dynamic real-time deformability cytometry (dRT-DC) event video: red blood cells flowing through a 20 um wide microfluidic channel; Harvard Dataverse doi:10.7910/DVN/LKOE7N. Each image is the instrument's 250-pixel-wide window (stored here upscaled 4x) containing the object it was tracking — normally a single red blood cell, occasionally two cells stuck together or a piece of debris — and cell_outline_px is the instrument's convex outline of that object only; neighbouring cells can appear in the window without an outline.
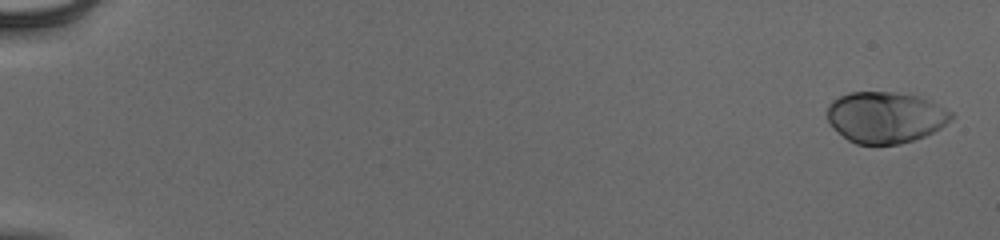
{"species": "human", "species_latin": "Homo sapiens", "temperature_condition": "cold", "stored_images_in_passage": 55, "camera_frame_rate_fps": 3000, "um_per_image_px": 0.085, "donor": {"sex": "male"}, "frame": {"image": 1, "passage_image": 2, "time_ms": 0.333, "image_size_px": [1000, 240], "cell_outline_px": [[952, 116], [940, 128], [924, 136], [900, 144], [856, 144], [848, 140], [828, 120], [828, 104], [832, 100], [848, 92], [892, 92], [916, 96], [932, 100], [952, 112]], "centroid_in_image_um": [75.26, 9.96], "position_along_channel_um": 9.7, "area_um2": 36.65}}
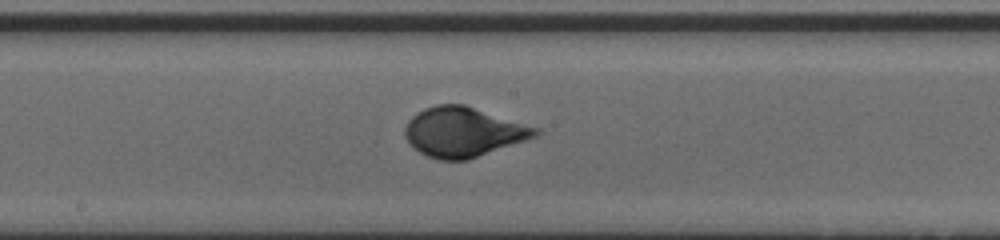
{"frame": {"image": 2, "passage_image": 32, "time_ms": 10.333, "image_size_px": [1000, 240], "cell_outline_px": [[540, 136], [468, 160], [440, 160], [428, 156], [420, 152], [404, 136], [404, 128], [408, 120], [416, 112], [424, 108], [436, 104], [464, 104], [540, 128]], "centroid_in_image_um": [39.42, 11.21], "position_along_channel_um": 208.8, "area_um2": 38.03}}
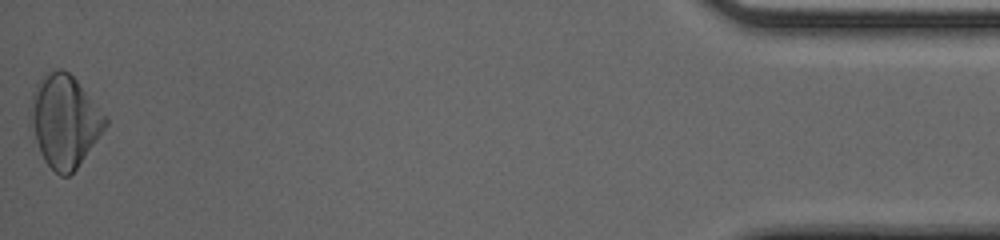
{"frame": {"image": 3, "passage_image": 55, "time_ms": 18.0, "image_size_px": [1000, 240], "cell_outline_px": [[108, 124], [76, 168], [68, 176], [60, 176], [44, 160], [40, 152], [28, 124], [32, 92], [36, 84], [44, 76], [56, 68], [60, 68], [68, 72], [76, 80], [108, 116]], "centroid_in_image_um": [5.47, 10.27], "position_along_channel_um": 429.7, "area_um2": 40.17}, "authors_computed_cell_mechanics": {"area_um2": 36.703, "velocity_mm_per_s": 3.9248, "shape_relaxation_time_tau1_ms": 3.4097, "shape_relaxation_time_tau2_ms": null, "deformation_change_tau1": 0.1712, "deformation_change_tau2": null}}